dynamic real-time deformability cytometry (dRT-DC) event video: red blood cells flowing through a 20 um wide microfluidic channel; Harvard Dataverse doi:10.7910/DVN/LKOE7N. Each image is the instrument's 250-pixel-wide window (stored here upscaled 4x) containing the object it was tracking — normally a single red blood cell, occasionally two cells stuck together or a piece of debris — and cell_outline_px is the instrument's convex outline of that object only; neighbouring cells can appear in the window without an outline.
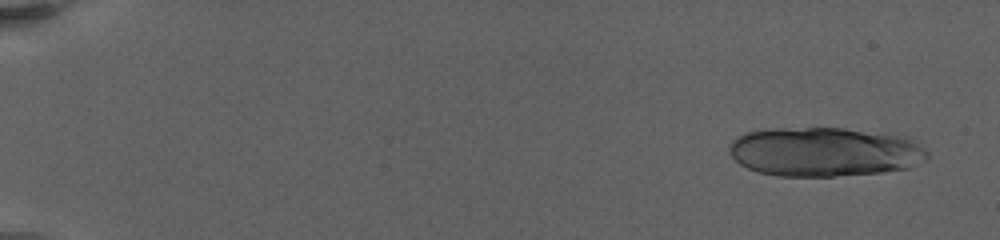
{"species": "human", "species_latin": "Homo sapiens", "temperature_condition": "warm", "stored_images_in_passage": 20, "camera_frame_rate_fps": 3000, "um_per_image_px": 0.085, "donor": {"sex": "female"}, "frame": {"image": 1, "passage_image": 2, "time_ms": 1.0, "image_size_px": [1000, 240], "cell_outline_px": [[928, 156], [920, 164], [908, 168], [884, 172], [836, 176], [776, 176], [760, 172], [748, 168], [740, 164], [732, 156], [728, 148], [732, 140], [736, 136], [748, 132], [804, 128], [844, 128], [896, 136], [908, 140], [916, 144], [928, 152]], "centroid_in_image_um": [70.06, 12.93], "position_along_channel_um": 14.9, "area_um2": 55.89}}
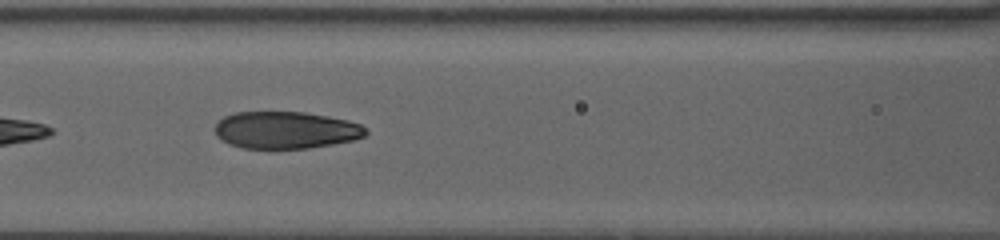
{"frame": {"image": 2, "passage_image": 13, "time_ms": 10.667, "image_size_px": [1000, 240], "cell_outline_px": [[368, 132], [364, 136], [352, 140], [332, 144], [308, 148], [276, 152], [244, 148], [228, 144], [220, 140], [216, 136], [216, 124], [224, 116], [236, 112], [304, 112], [328, 116], [348, 120], [360, 124], [368, 128]], "centroid_in_image_um": [24.27, 11.1], "position_along_channel_um": 142.3, "area_um2": 33.58}}
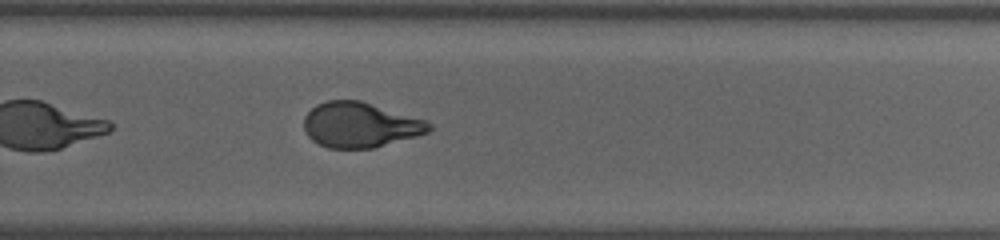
{"frame": {"image": 3, "passage_image": 20, "time_ms": 15.667, "image_size_px": [1000, 240], "cell_outline_px": [[432, 128], [428, 132], [416, 136], [372, 148], [328, 148], [312, 140], [308, 136], [304, 128], [304, 116], [316, 104], [328, 100], [360, 100], [428, 120], [432, 124]], "centroid_in_image_um": [30.62, 10.6], "position_along_channel_um": 299.2, "area_um2": 32.95}}